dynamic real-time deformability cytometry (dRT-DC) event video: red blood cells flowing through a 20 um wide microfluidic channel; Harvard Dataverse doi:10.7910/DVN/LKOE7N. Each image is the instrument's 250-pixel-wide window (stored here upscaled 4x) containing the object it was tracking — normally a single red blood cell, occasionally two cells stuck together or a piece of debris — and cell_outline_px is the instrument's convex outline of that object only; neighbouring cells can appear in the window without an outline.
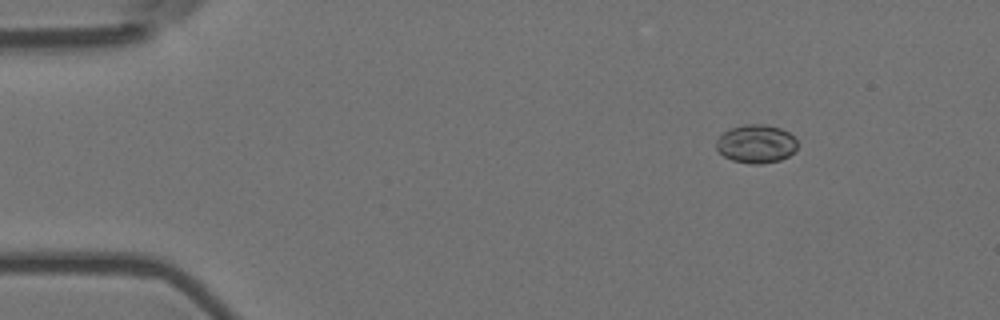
{"species": "Egyptian fruit bat (a non-hibernating species)", "species_latin": "Rousettus aegyptiacus", "temperature_condition": "room temperature", "stored_images_in_passage": 7, "camera_frame_rate_fps": 3000, "um_per_image_px": 0.085, "animal": {"sex": "female"}, "frame": {"image": 1, "passage_image": 2, "time_ms": 0.333, "image_size_px": [1000, 320], "cell_outline_px": [[796, 148], [788, 156], [780, 160], [760, 164], [752, 164], [732, 160], [724, 156], [716, 148], [716, 140], [724, 132], [732, 128], [744, 124], [764, 124], [780, 128], [788, 132], [796, 140]], "centroid_in_image_um": [64.26, 12.22], "position_along_channel_um": 20.7, "area_um2": 17.98}}
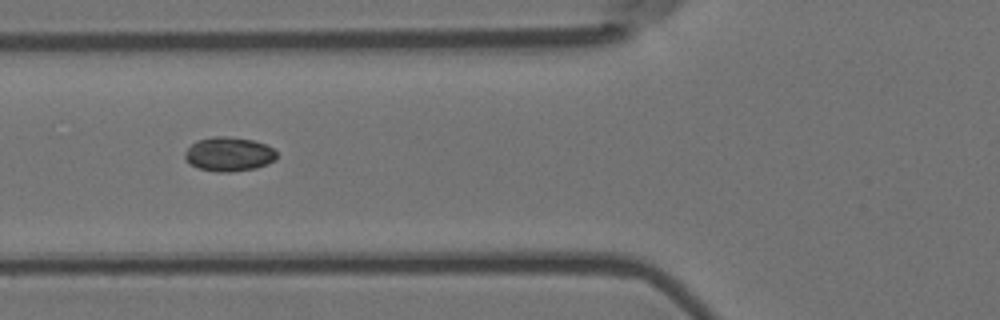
{"frame": {"image": 2, "passage_image": 6, "time_ms": 1.667, "image_size_px": [1000, 320], "cell_outline_px": [[276, 160], [268, 164], [256, 168], [228, 172], [216, 172], [200, 168], [184, 160], [184, 152], [196, 140], [212, 136], [228, 136], [252, 140], [264, 144], [272, 148], [276, 152]], "centroid_in_image_um": [19.44, 13.1], "position_along_channel_um": 106.4, "area_um2": 18.32}}
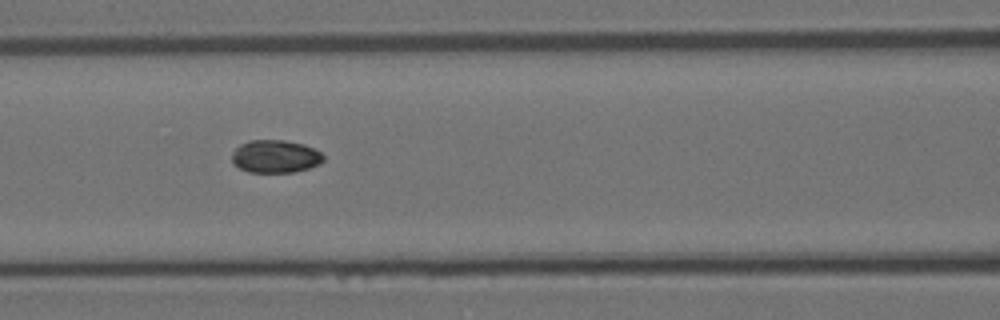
{"frame": {"image": 3, "passage_image": 7, "time_ms": 2.0, "image_size_px": [1000, 320], "cell_outline_px": [[324, 160], [320, 164], [308, 168], [292, 172], [248, 172], [232, 164], [232, 152], [240, 144], [248, 140], [284, 140], [304, 144], [320, 152], [324, 156]], "centroid_in_image_um": [23.38, 13.29], "position_along_channel_um": 143.2, "area_um2": 17.57}}